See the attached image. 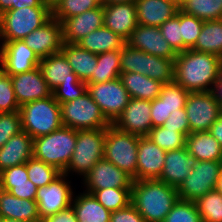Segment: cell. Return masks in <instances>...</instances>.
Segmentation results:
<instances>
[{
  "label": "cell",
  "instance_id": "obj_17",
  "mask_svg": "<svg viewBox=\"0 0 222 222\" xmlns=\"http://www.w3.org/2000/svg\"><path fill=\"white\" fill-rule=\"evenodd\" d=\"M23 41L40 59L61 52L63 44L61 22L51 18L41 28L30 32Z\"/></svg>",
  "mask_w": 222,
  "mask_h": 222
},
{
  "label": "cell",
  "instance_id": "obj_21",
  "mask_svg": "<svg viewBox=\"0 0 222 222\" xmlns=\"http://www.w3.org/2000/svg\"><path fill=\"white\" fill-rule=\"evenodd\" d=\"M104 9L101 3L98 7L85 11L61 22L62 41L77 43L90 32L103 27Z\"/></svg>",
  "mask_w": 222,
  "mask_h": 222
},
{
  "label": "cell",
  "instance_id": "obj_12",
  "mask_svg": "<svg viewBox=\"0 0 222 222\" xmlns=\"http://www.w3.org/2000/svg\"><path fill=\"white\" fill-rule=\"evenodd\" d=\"M67 177L65 173H61L47 186L37 188L35 201L41 220L71 206L75 194Z\"/></svg>",
  "mask_w": 222,
  "mask_h": 222
},
{
  "label": "cell",
  "instance_id": "obj_5",
  "mask_svg": "<svg viewBox=\"0 0 222 222\" xmlns=\"http://www.w3.org/2000/svg\"><path fill=\"white\" fill-rule=\"evenodd\" d=\"M174 69L175 59L150 55L131 47L127 43L121 49V73L138 72L166 84L174 81Z\"/></svg>",
  "mask_w": 222,
  "mask_h": 222
},
{
  "label": "cell",
  "instance_id": "obj_57",
  "mask_svg": "<svg viewBox=\"0 0 222 222\" xmlns=\"http://www.w3.org/2000/svg\"><path fill=\"white\" fill-rule=\"evenodd\" d=\"M215 190L222 194V169L220 170L219 177L216 182Z\"/></svg>",
  "mask_w": 222,
  "mask_h": 222
},
{
  "label": "cell",
  "instance_id": "obj_35",
  "mask_svg": "<svg viewBox=\"0 0 222 222\" xmlns=\"http://www.w3.org/2000/svg\"><path fill=\"white\" fill-rule=\"evenodd\" d=\"M180 10L203 21L222 19V0H185Z\"/></svg>",
  "mask_w": 222,
  "mask_h": 222
},
{
  "label": "cell",
  "instance_id": "obj_4",
  "mask_svg": "<svg viewBox=\"0 0 222 222\" xmlns=\"http://www.w3.org/2000/svg\"><path fill=\"white\" fill-rule=\"evenodd\" d=\"M19 112L22 130L33 139L63 127L61 106L53 95L46 99L25 103L20 106Z\"/></svg>",
  "mask_w": 222,
  "mask_h": 222
},
{
  "label": "cell",
  "instance_id": "obj_59",
  "mask_svg": "<svg viewBox=\"0 0 222 222\" xmlns=\"http://www.w3.org/2000/svg\"><path fill=\"white\" fill-rule=\"evenodd\" d=\"M0 222H32V221L15 220V219H10V218H0Z\"/></svg>",
  "mask_w": 222,
  "mask_h": 222
},
{
  "label": "cell",
  "instance_id": "obj_10",
  "mask_svg": "<svg viewBox=\"0 0 222 222\" xmlns=\"http://www.w3.org/2000/svg\"><path fill=\"white\" fill-rule=\"evenodd\" d=\"M222 161H197L187 178L177 188L178 197L184 201H196L215 189Z\"/></svg>",
  "mask_w": 222,
  "mask_h": 222
},
{
  "label": "cell",
  "instance_id": "obj_31",
  "mask_svg": "<svg viewBox=\"0 0 222 222\" xmlns=\"http://www.w3.org/2000/svg\"><path fill=\"white\" fill-rule=\"evenodd\" d=\"M71 206L77 222H110L111 212L93 194L83 191L77 196L73 195Z\"/></svg>",
  "mask_w": 222,
  "mask_h": 222
},
{
  "label": "cell",
  "instance_id": "obj_49",
  "mask_svg": "<svg viewBox=\"0 0 222 222\" xmlns=\"http://www.w3.org/2000/svg\"><path fill=\"white\" fill-rule=\"evenodd\" d=\"M29 183L26 163L12 166L0 172V184Z\"/></svg>",
  "mask_w": 222,
  "mask_h": 222
},
{
  "label": "cell",
  "instance_id": "obj_38",
  "mask_svg": "<svg viewBox=\"0 0 222 222\" xmlns=\"http://www.w3.org/2000/svg\"><path fill=\"white\" fill-rule=\"evenodd\" d=\"M92 194L110 212L125 208L131 203V188H106L95 190Z\"/></svg>",
  "mask_w": 222,
  "mask_h": 222
},
{
  "label": "cell",
  "instance_id": "obj_32",
  "mask_svg": "<svg viewBox=\"0 0 222 222\" xmlns=\"http://www.w3.org/2000/svg\"><path fill=\"white\" fill-rule=\"evenodd\" d=\"M125 43L126 41L123 38L104 26L90 32L77 42L81 48L94 54L121 50Z\"/></svg>",
  "mask_w": 222,
  "mask_h": 222
},
{
  "label": "cell",
  "instance_id": "obj_25",
  "mask_svg": "<svg viewBox=\"0 0 222 222\" xmlns=\"http://www.w3.org/2000/svg\"><path fill=\"white\" fill-rule=\"evenodd\" d=\"M137 22L143 26L160 27L180 9L168 0H136Z\"/></svg>",
  "mask_w": 222,
  "mask_h": 222
},
{
  "label": "cell",
  "instance_id": "obj_40",
  "mask_svg": "<svg viewBox=\"0 0 222 222\" xmlns=\"http://www.w3.org/2000/svg\"><path fill=\"white\" fill-rule=\"evenodd\" d=\"M148 137L166 152L183 148L186 143V136L184 134L162 126L151 128Z\"/></svg>",
  "mask_w": 222,
  "mask_h": 222
},
{
  "label": "cell",
  "instance_id": "obj_53",
  "mask_svg": "<svg viewBox=\"0 0 222 222\" xmlns=\"http://www.w3.org/2000/svg\"><path fill=\"white\" fill-rule=\"evenodd\" d=\"M150 115L152 119V128L162 126L169 117L167 116V108L160 98L157 97L151 101Z\"/></svg>",
  "mask_w": 222,
  "mask_h": 222
},
{
  "label": "cell",
  "instance_id": "obj_27",
  "mask_svg": "<svg viewBox=\"0 0 222 222\" xmlns=\"http://www.w3.org/2000/svg\"><path fill=\"white\" fill-rule=\"evenodd\" d=\"M0 218L42 222L35 200L21 199L0 189Z\"/></svg>",
  "mask_w": 222,
  "mask_h": 222
},
{
  "label": "cell",
  "instance_id": "obj_52",
  "mask_svg": "<svg viewBox=\"0 0 222 222\" xmlns=\"http://www.w3.org/2000/svg\"><path fill=\"white\" fill-rule=\"evenodd\" d=\"M25 7H51V5L44 0H0V14L9 9Z\"/></svg>",
  "mask_w": 222,
  "mask_h": 222
},
{
  "label": "cell",
  "instance_id": "obj_60",
  "mask_svg": "<svg viewBox=\"0 0 222 222\" xmlns=\"http://www.w3.org/2000/svg\"><path fill=\"white\" fill-rule=\"evenodd\" d=\"M168 1H170V2H172V3H174L177 7H181L183 4H184V2H185V0H168Z\"/></svg>",
  "mask_w": 222,
  "mask_h": 222
},
{
  "label": "cell",
  "instance_id": "obj_14",
  "mask_svg": "<svg viewBox=\"0 0 222 222\" xmlns=\"http://www.w3.org/2000/svg\"><path fill=\"white\" fill-rule=\"evenodd\" d=\"M40 60L23 39L0 42V68L10 76L31 71Z\"/></svg>",
  "mask_w": 222,
  "mask_h": 222
},
{
  "label": "cell",
  "instance_id": "obj_1",
  "mask_svg": "<svg viewBox=\"0 0 222 222\" xmlns=\"http://www.w3.org/2000/svg\"><path fill=\"white\" fill-rule=\"evenodd\" d=\"M221 73L217 55L188 49L175 58L174 81L189 93L211 91Z\"/></svg>",
  "mask_w": 222,
  "mask_h": 222
},
{
  "label": "cell",
  "instance_id": "obj_20",
  "mask_svg": "<svg viewBox=\"0 0 222 222\" xmlns=\"http://www.w3.org/2000/svg\"><path fill=\"white\" fill-rule=\"evenodd\" d=\"M166 151L148 136L139 138L137 153V180L159 179L164 168Z\"/></svg>",
  "mask_w": 222,
  "mask_h": 222
},
{
  "label": "cell",
  "instance_id": "obj_37",
  "mask_svg": "<svg viewBox=\"0 0 222 222\" xmlns=\"http://www.w3.org/2000/svg\"><path fill=\"white\" fill-rule=\"evenodd\" d=\"M195 204L202 222H222V194L217 190L207 192Z\"/></svg>",
  "mask_w": 222,
  "mask_h": 222
},
{
  "label": "cell",
  "instance_id": "obj_46",
  "mask_svg": "<svg viewBox=\"0 0 222 222\" xmlns=\"http://www.w3.org/2000/svg\"><path fill=\"white\" fill-rule=\"evenodd\" d=\"M22 130L21 115L19 111L0 113V148L14 135Z\"/></svg>",
  "mask_w": 222,
  "mask_h": 222
},
{
  "label": "cell",
  "instance_id": "obj_13",
  "mask_svg": "<svg viewBox=\"0 0 222 222\" xmlns=\"http://www.w3.org/2000/svg\"><path fill=\"white\" fill-rule=\"evenodd\" d=\"M185 110L190 133L208 131L222 114V107L215 100L211 91L189 93Z\"/></svg>",
  "mask_w": 222,
  "mask_h": 222
},
{
  "label": "cell",
  "instance_id": "obj_51",
  "mask_svg": "<svg viewBox=\"0 0 222 222\" xmlns=\"http://www.w3.org/2000/svg\"><path fill=\"white\" fill-rule=\"evenodd\" d=\"M110 222H145V219L130 203L125 208L111 212Z\"/></svg>",
  "mask_w": 222,
  "mask_h": 222
},
{
  "label": "cell",
  "instance_id": "obj_41",
  "mask_svg": "<svg viewBox=\"0 0 222 222\" xmlns=\"http://www.w3.org/2000/svg\"><path fill=\"white\" fill-rule=\"evenodd\" d=\"M188 94L189 92L175 81L163 84L158 98L164 102L167 116H170L173 111L177 112V109L185 108Z\"/></svg>",
  "mask_w": 222,
  "mask_h": 222
},
{
  "label": "cell",
  "instance_id": "obj_55",
  "mask_svg": "<svg viewBox=\"0 0 222 222\" xmlns=\"http://www.w3.org/2000/svg\"><path fill=\"white\" fill-rule=\"evenodd\" d=\"M208 132L219 142L222 147V114L211 125Z\"/></svg>",
  "mask_w": 222,
  "mask_h": 222
},
{
  "label": "cell",
  "instance_id": "obj_23",
  "mask_svg": "<svg viewBox=\"0 0 222 222\" xmlns=\"http://www.w3.org/2000/svg\"><path fill=\"white\" fill-rule=\"evenodd\" d=\"M196 164L197 159L187 152L186 147L167 151L164 168L158 180L178 188Z\"/></svg>",
  "mask_w": 222,
  "mask_h": 222
},
{
  "label": "cell",
  "instance_id": "obj_16",
  "mask_svg": "<svg viewBox=\"0 0 222 222\" xmlns=\"http://www.w3.org/2000/svg\"><path fill=\"white\" fill-rule=\"evenodd\" d=\"M151 101L130 98L123 113L112 124L118 130L137 136H148L152 128Z\"/></svg>",
  "mask_w": 222,
  "mask_h": 222
},
{
  "label": "cell",
  "instance_id": "obj_48",
  "mask_svg": "<svg viewBox=\"0 0 222 222\" xmlns=\"http://www.w3.org/2000/svg\"><path fill=\"white\" fill-rule=\"evenodd\" d=\"M162 127L177 130L187 137L190 134V127L185 108L177 109V112L173 111Z\"/></svg>",
  "mask_w": 222,
  "mask_h": 222
},
{
  "label": "cell",
  "instance_id": "obj_28",
  "mask_svg": "<svg viewBox=\"0 0 222 222\" xmlns=\"http://www.w3.org/2000/svg\"><path fill=\"white\" fill-rule=\"evenodd\" d=\"M130 98L153 101L159 96L163 83L143 74L128 72L119 76Z\"/></svg>",
  "mask_w": 222,
  "mask_h": 222
},
{
  "label": "cell",
  "instance_id": "obj_42",
  "mask_svg": "<svg viewBox=\"0 0 222 222\" xmlns=\"http://www.w3.org/2000/svg\"><path fill=\"white\" fill-rule=\"evenodd\" d=\"M163 222H202L194 201L178 199Z\"/></svg>",
  "mask_w": 222,
  "mask_h": 222
},
{
  "label": "cell",
  "instance_id": "obj_44",
  "mask_svg": "<svg viewBox=\"0 0 222 222\" xmlns=\"http://www.w3.org/2000/svg\"><path fill=\"white\" fill-rule=\"evenodd\" d=\"M203 20L181 11V36L183 51L191 49L200 35Z\"/></svg>",
  "mask_w": 222,
  "mask_h": 222
},
{
  "label": "cell",
  "instance_id": "obj_22",
  "mask_svg": "<svg viewBox=\"0 0 222 222\" xmlns=\"http://www.w3.org/2000/svg\"><path fill=\"white\" fill-rule=\"evenodd\" d=\"M103 25L127 41L137 27L135 2L103 4Z\"/></svg>",
  "mask_w": 222,
  "mask_h": 222
},
{
  "label": "cell",
  "instance_id": "obj_11",
  "mask_svg": "<svg viewBox=\"0 0 222 222\" xmlns=\"http://www.w3.org/2000/svg\"><path fill=\"white\" fill-rule=\"evenodd\" d=\"M87 91L111 124L123 113L130 100L120 78L102 83H87Z\"/></svg>",
  "mask_w": 222,
  "mask_h": 222
},
{
  "label": "cell",
  "instance_id": "obj_61",
  "mask_svg": "<svg viewBox=\"0 0 222 222\" xmlns=\"http://www.w3.org/2000/svg\"><path fill=\"white\" fill-rule=\"evenodd\" d=\"M45 2H48L50 5H52L57 0H44Z\"/></svg>",
  "mask_w": 222,
  "mask_h": 222
},
{
  "label": "cell",
  "instance_id": "obj_43",
  "mask_svg": "<svg viewBox=\"0 0 222 222\" xmlns=\"http://www.w3.org/2000/svg\"><path fill=\"white\" fill-rule=\"evenodd\" d=\"M163 38L170 44L176 53L183 52V39L181 36V10L177 14L168 19L160 27Z\"/></svg>",
  "mask_w": 222,
  "mask_h": 222
},
{
  "label": "cell",
  "instance_id": "obj_34",
  "mask_svg": "<svg viewBox=\"0 0 222 222\" xmlns=\"http://www.w3.org/2000/svg\"><path fill=\"white\" fill-rule=\"evenodd\" d=\"M121 50L97 54V67L86 83H102L119 78Z\"/></svg>",
  "mask_w": 222,
  "mask_h": 222
},
{
  "label": "cell",
  "instance_id": "obj_45",
  "mask_svg": "<svg viewBox=\"0 0 222 222\" xmlns=\"http://www.w3.org/2000/svg\"><path fill=\"white\" fill-rule=\"evenodd\" d=\"M11 76L0 68V113L19 111Z\"/></svg>",
  "mask_w": 222,
  "mask_h": 222
},
{
  "label": "cell",
  "instance_id": "obj_56",
  "mask_svg": "<svg viewBox=\"0 0 222 222\" xmlns=\"http://www.w3.org/2000/svg\"><path fill=\"white\" fill-rule=\"evenodd\" d=\"M211 92L214 95L215 100L222 107V73L219 79L214 83Z\"/></svg>",
  "mask_w": 222,
  "mask_h": 222
},
{
  "label": "cell",
  "instance_id": "obj_2",
  "mask_svg": "<svg viewBox=\"0 0 222 222\" xmlns=\"http://www.w3.org/2000/svg\"><path fill=\"white\" fill-rule=\"evenodd\" d=\"M178 199L177 188L158 179L132 183L131 204L145 222H163Z\"/></svg>",
  "mask_w": 222,
  "mask_h": 222
},
{
  "label": "cell",
  "instance_id": "obj_29",
  "mask_svg": "<svg viewBox=\"0 0 222 222\" xmlns=\"http://www.w3.org/2000/svg\"><path fill=\"white\" fill-rule=\"evenodd\" d=\"M185 147L197 161H222V147L208 131L190 133Z\"/></svg>",
  "mask_w": 222,
  "mask_h": 222
},
{
  "label": "cell",
  "instance_id": "obj_6",
  "mask_svg": "<svg viewBox=\"0 0 222 222\" xmlns=\"http://www.w3.org/2000/svg\"><path fill=\"white\" fill-rule=\"evenodd\" d=\"M51 18V7L9 9L1 14L0 41L24 39L30 32L41 28Z\"/></svg>",
  "mask_w": 222,
  "mask_h": 222
},
{
  "label": "cell",
  "instance_id": "obj_47",
  "mask_svg": "<svg viewBox=\"0 0 222 222\" xmlns=\"http://www.w3.org/2000/svg\"><path fill=\"white\" fill-rule=\"evenodd\" d=\"M87 92V83L85 82H67L61 83L52 91L54 99L59 103H66L79 98Z\"/></svg>",
  "mask_w": 222,
  "mask_h": 222
},
{
  "label": "cell",
  "instance_id": "obj_18",
  "mask_svg": "<svg viewBox=\"0 0 222 222\" xmlns=\"http://www.w3.org/2000/svg\"><path fill=\"white\" fill-rule=\"evenodd\" d=\"M13 89L19 106L52 96L39 66L31 71L11 76Z\"/></svg>",
  "mask_w": 222,
  "mask_h": 222
},
{
  "label": "cell",
  "instance_id": "obj_7",
  "mask_svg": "<svg viewBox=\"0 0 222 222\" xmlns=\"http://www.w3.org/2000/svg\"><path fill=\"white\" fill-rule=\"evenodd\" d=\"M106 128L77 130V140L73 155L63 172L85 176L101 159H104Z\"/></svg>",
  "mask_w": 222,
  "mask_h": 222
},
{
  "label": "cell",
  "instance_id": "obj_36",
  "mask_svg": "<svg viewBox=\"0 0 222 222\" xmlns=\"http://www.w3.org/2000/svg\"><path fill=\"white\" fill-rule=\"evenodd\" d=\"M101 3L102 0H57L51 5L52 18L62 22L66 18L94 9Z\"/></svg>",
  "mask_w": 222,
  "mask_h": 222
},
{
  "label": "cell",
  "instance_id": "obj_39",
  "mask_svg": "<svg viewBox=\"0 0 222 222\" xmlns=\"http://www.w3.org/2000/svg\"><path fill=\"white\" fill-rule=\"evenodd\" d=\"M26 167L28 179L35 184L37 188L47 186L62 173L56 167L46 164L35 157H31L26 162Z\"/></svg>",
  "mask_w": 222,
  "mask_h": 222
},
{
  "label": "cell",
  "instance_id": "obj_3",
  "mask_svg": "<svg viewBox=\"0 0 222 222\" xmlns=\"http://www.w3.org/2000/svg\"><path fill=\"white\" fill-rule=\"evenodd\" d=\"M77 130L61 127L48 135L33 139V157L64 172L73 155Z\"/></svg>",
  "mask_w": 222,
  "mask_h": 222
},
{
  "label": "cell",
  "instance_id": "obj_8",
  "mask_svg": "<svg viewBox=\"0 0 222 222\" xmlns=\"http://www.w3.org/2000/svg\"><path fill=\"white\" fill-rule=\"evenodd\" d=\"M140 136L118 130L112 124L106 128L104 159L136 181L137 153Z\"/></svg>",
  "mask_w": 222,
  "mask_h": 222
},
{
  "label": "cell",
  "instance_id": "obj_30",
  "mask_svg": "<svg viewBox=\"0 0 222 222\" xmlns=\"http://www.w3.org/2000/svg\"><path fill=\"white\" fill-rule=\"evenodd\" d=\"M61 52L65 55L79 80L86 83L97 67V54L81 48L77 43L65 42L62 44Z\"/></svg>",
  "mask_w": 222,
  "mask_h": 222
},
{
  "label": "cell",
  "instance_id": "obj_54",
  "mask_svg": "<svg viewBox=\"0 0 222 222\" xmlns=\"http://www.w3.org/2000/svg\"><path fill=\"white\" fill-rule=\"evenodd\" d=\"M42 222H77L72 206L46 217Z\"/></svg>",
  "mask_w": 222,
  "mask_h": 222
},
{
  "label": "cell",
  "instance_id": "obj_15",
  "mask_svg": "<svg viewBox=\"0 0 222 222\" xmlns=\"http://www.w3.org/2000/svg\"><path fill=\"white\" fill-rule=\"evenodd\" d=\"M85 192L106 188H132L133 179L113 163L101 159L82 178Z\"/></svg>",
  "mask_w": 222,
  "mask_h": 222
},
{
  "label": "cell",
  "instance_id": "obj_9",
  "mask_svg": "<svg viewBox=\"0 0 222 222\" xmlns=\"http://www.w3.org/2000/svg\"><path fill=\"white\" fill-rule=\"evenodd\" d=\"M60 106L64 127L88 130L107 128L111 125L88 91L77 99L61 103Z\"/></svg>",
  "mask_w": 222,
  "mask_h": 222
},
{
  "label": "cell",
  "instance_id": "obj_33",
  "mask_svg": "<svg viewBox=\"0 0 222 222\" xmlns=\"http://www.w3.org/2000/svg\"><path fill=\"white\" fill-rule=\"evenodd\" d=\"M191 49L222 58V19L204 21L200 35Z\"/></svg>",
  "mask_w": 222,
  "mask_h": 222
},
{
  "label": "cell",
  "instance_id": "obj_19",
  "mask_svg": "<svg viewBox=\"0 0 222 222\" xmlns=\"http://www.w3.org/2000/svg\"><path fill=\"white\" fill-rule=\"evenodd\" d=\"M126 43L133 48L161 58L175 59L177 56V53L163 38L159 27L138 24Z\"/></svg>",
  "mask_w": 222,
  "mask_h": 222
},
{
  "label": "cell",
  "instance_id": "obj_50",
  "mask_svg": "<svg viewBox=\"0 0 222 222\" xmlns=\"http://www.w3.org/2000/svg\"><path fill=\"white\" fill-rule=\"evenodd\" d=\"M0 189L10 192L15 197L28 200H35L37 194V186L30 180L29 183L0 184Z\"/></svg>",
  "mask_w": 222,
  "mask_h": 222
},
{
  "label": "cell",
  "instance_id": "obj_26",
  "mask_svg": "<svg viewBox=\"0 0 222 222\" xmlns=\"http://www.w3.org/2000/svg\"><path fill=\"white\" fill-rule=\"evenodd\" d=\"M39 68L52 91L61 83L83 82L80 81L78 76L73 72L72 67L62 52L42 58L39 63Z\"/></svg>",
  "mask_w": 222,
  "mask_h": 222
},
{
  "label": "cell",
  "instance_id": "obj_58",
  "mask_svg": "<svg viewBox=\"0 0 222 222\" xmlns=\"http://www.w3.org/2000/svg\"><path fill=\"white\" fill-rule=\"evenodd\" d=\"M136 0H102V4H114V3H128L135 2Z\"/></svg>",
  "mask_w": 222,
  "mask_h": 222
},
{
  "label": "cell",
  "instance_id": "obj_24",
  "mask_svg": "<svg viewBox=\"0 0 222 222\" xmlns=\"http://www.w3.org/2000/svg\"><path fill=\"white\" fill-rule=\"evenodd\" d=\"M33 157V138L25 131L12 136L0 148V172L26 163Z\"/></svg>",
  "mask_w": 222,
  "mask_h": 222
}]
</instances>
